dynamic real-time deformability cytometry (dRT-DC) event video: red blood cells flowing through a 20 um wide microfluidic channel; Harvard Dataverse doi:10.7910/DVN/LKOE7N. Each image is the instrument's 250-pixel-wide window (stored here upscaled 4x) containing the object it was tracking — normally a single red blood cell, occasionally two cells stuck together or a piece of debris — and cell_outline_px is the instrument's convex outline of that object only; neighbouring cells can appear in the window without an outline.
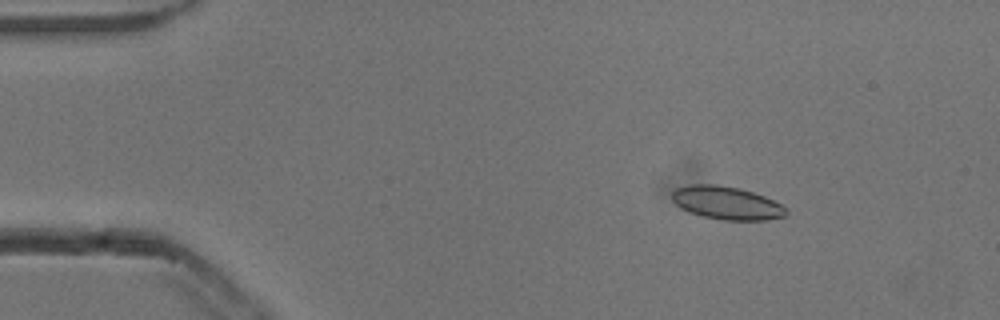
{"species": "common noctule bat (a hibernating species)", "species_latin": "Nyctalus noctula", "temperature_condition": "cold", "stored_images_in_passage": 47, "camera_frame_rate_fps": 3000, "um_per_image_px": 0.085, "animal": {"sex": "male", "body_mass_g": 13.3}, "frame": {"image": 1, "passage_image": 1, "time_ms": 0.0, "image_size_px": [1000, 320], "cell_outline_px": [[788, 212], [784, 216], [768, 220], [724, 220], [704, 216], [688, 212], [680, 208], [672, 200], [672, 192], [676, 188], [688, 184], [716, 184], [740, 188], [764, 196], [788, 208]], "centroid_in_image_um": [61.75, 17.24], "position_along_channel_um": 23.2, "area_um2": 22.08}}
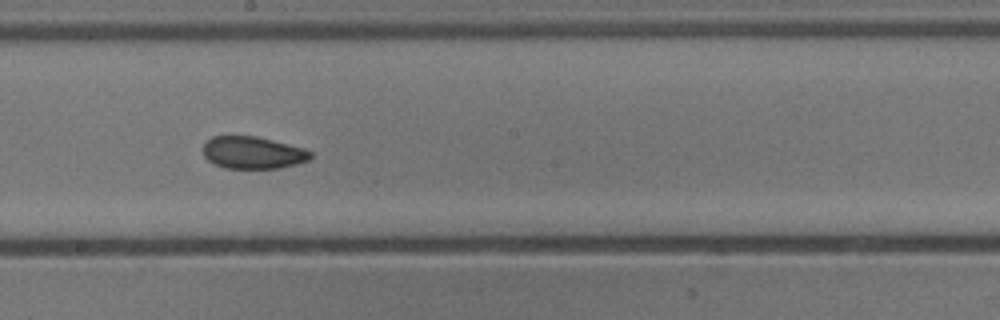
{"frame": {"image": 2, "passage_image": 23, "time_ms": 7.333, "image_size_px": [1000, 320], "cell_outline_px": [[312, 156], [308, 160], [296, 164], [280, 168], [224, 168], [208, 160], [204, 156], [204, 144], [212, 136], [256, 136], [304, 148], [312, 152]], "centroid_in_image_um": [21.5, 12.97], "position_along_channel_um": 226.7, "area_um2": 20.06}}
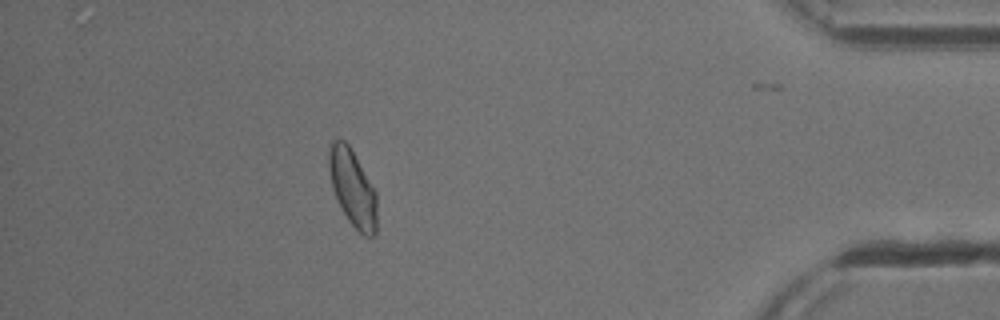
{"frame": {"image": 3, "passage_image": 41, "time_ms": 13.333, "image_size_px": [1000, 320], "cell_outline_px": [[376, 232], [372, 236], [364, 236], [348, 220], [332, 188], [328, 168], [328, 148], [332, 140], [344, 140], [348, 144], [376, 192]], "centroid_in_image_um": [29.95, 15.96], "position_along_channel_um": 405.2, "area_um2": 21.1}, "authors_computed_cell_mechanics": {"area_um2": 21.2704, "velocity_mm_per_s": 3.8253, "shape_relaxation_time_tau1_ms": null, "shape_relaxation_time_tau2_ms": 1.8307, "deformation_change_tau1": null, "deformation_change_tau2": 0.0754}}